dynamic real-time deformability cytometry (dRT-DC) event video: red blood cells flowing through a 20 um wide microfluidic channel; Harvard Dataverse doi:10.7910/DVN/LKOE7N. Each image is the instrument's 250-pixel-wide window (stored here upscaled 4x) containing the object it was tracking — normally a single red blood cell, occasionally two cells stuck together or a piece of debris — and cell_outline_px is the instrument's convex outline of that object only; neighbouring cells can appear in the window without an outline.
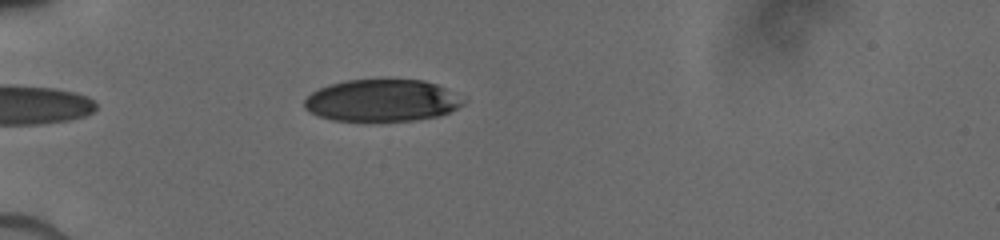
{"species": "human", "species_latin": "Homo sapiens", "temperature_condition": "cold", "stored_images_in_passage": 38, "camera_frame_rate_fps": 3000, "um_per_image_px": 0.085, "donor": {"sex": "male"}, "frame": {"image": 1, "passage_image": 1, "time_ms": 0.0, "image_size_px": [1000, 240], "cell_outline_px": [[464, 104], [440, 116], [412, 120], [332, 120], [308, 112], [304, 108], [304, 100], [312, 92], [320, 88], [344, 80], [424, 80], [436, 84], [444, 88], [464, 100]], "centroid_in_image_um": [32.43, 8.54], "position_along_channel_um": 52.6, "area_um2": 38.38}}
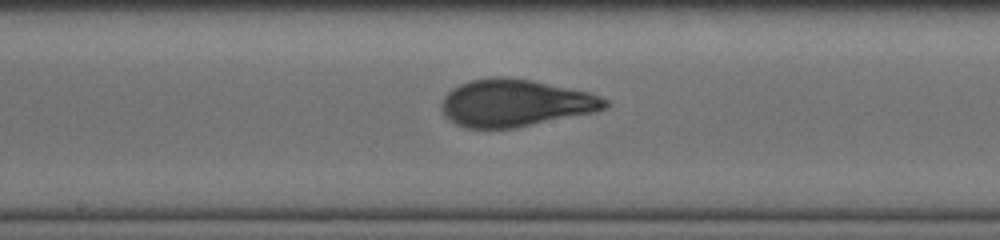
{"frame": {"image": 2, "passage_image": 23, "time_ms": 4.333, "image_size_px": [1000, 240], "cell_outline_px": [[608, 108], [596, 112], [516, 128], [468, 128], [456, 124], [444, 112], [440, 104], [444, 96], [452, 88], [460, 84], [472, 80], [492, 76], [504, 76], [532, 80], [588, 92], [600, 96], [608, 100]], "centroid_in_image_um": [43.83, 8.75], "position_along_channel_um": 204.4, "area_um2": 45.03}}
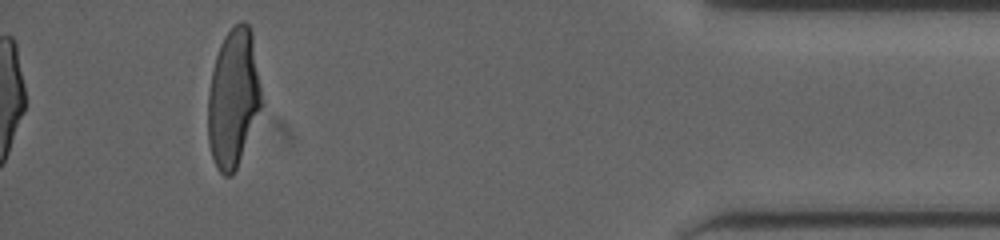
{"frame": {"image": 3, "passage_image": 38, "time_ms": 10.667, "image_size_px": [1000, 240], "cell_outline_px": [[264, 100], [236, 168], [232, 176], [224, 176], [216, 168], [208, 144], [208, 92], [212, 68], [220, 44], [224, 36], [240, 20], [244, 20], [248, 24], [252, 32]], "centroid_in_image_um": [19.84, 8.31], "position_along_channel_um": 415.4, "area_um2": 43.52}}